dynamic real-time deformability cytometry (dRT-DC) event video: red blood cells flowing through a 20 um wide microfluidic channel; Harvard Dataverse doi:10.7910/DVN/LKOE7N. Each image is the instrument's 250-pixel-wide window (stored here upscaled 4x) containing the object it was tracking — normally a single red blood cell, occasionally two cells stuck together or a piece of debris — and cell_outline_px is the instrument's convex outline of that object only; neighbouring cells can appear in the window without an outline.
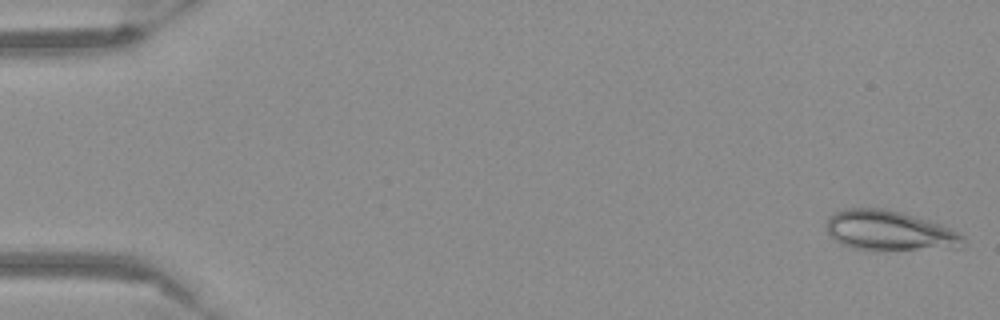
{"species": "Egyptian fruit bat (a non-hibernating species)", "species_latin": "Rousettus aegyptiacus", "temperature_condition": "warm", "stored_images_in_passage": 53, "camera_frame_rate_fps": 3000, "um_per_image_px": 0.085, "frame": {"image": 1, "passage_image": 1, "time_ms": 0.0, "image_size_px": [1000, 320], "cell_outline_px": [[964, 244], [960, 248], [876, 252], [856, 248], [840, 244], [828, 232], [828, 220], [836, 212], [848, 208], [884, 208], [900, 212], [940, 224], [960, 232], [964, 236]], "centroid_in_image_um": [75.68, 19.66], "position_along_channel_um": 9.3, "area_um2": 32.25}}
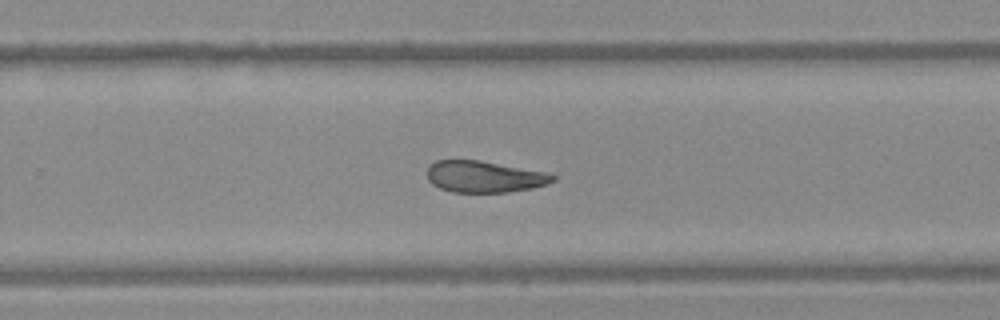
{"frame": {"image": 2, "passage_image": 35, "time_ms": 11.333, "image_size_px": [1000, 320], "cell_outline_px": [[556, 180], [548, 184], [532, 188], [508, 192], [452, 192], [440, 188], [432, 184], [428, 180], [428, 168], [436, 160], [480, 160], [544, 172], [556, 176]], "centroid_in_image_um": [41.17, 15.02], "position_along_channel_um": 288.6, "area_um2": 22.95}}
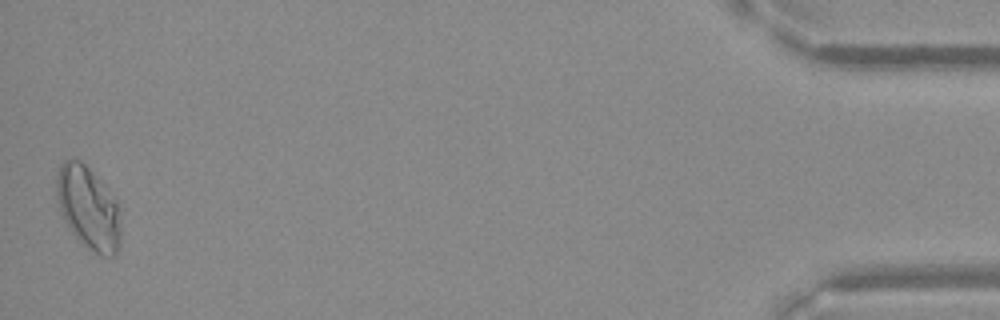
{"frame": {"image": 3, "passage_image": 53, "time_ms": 17.333, "image_size_px": [1000, 320], "cell_outline_px": [[120, 244], [116, 252], [112, 256], [100, 256], [88, 248], [72, 232], [64, 220], [60, 212], [56, 196], [56, 176], [60, 164], [64, 160], [80, 160], [100, 180], [116, 200], [120, 224]], "centroid_in_image_um": [7.49, 17.67], "position_along_channel_um": 427.7, "area_um2": 30.75}}